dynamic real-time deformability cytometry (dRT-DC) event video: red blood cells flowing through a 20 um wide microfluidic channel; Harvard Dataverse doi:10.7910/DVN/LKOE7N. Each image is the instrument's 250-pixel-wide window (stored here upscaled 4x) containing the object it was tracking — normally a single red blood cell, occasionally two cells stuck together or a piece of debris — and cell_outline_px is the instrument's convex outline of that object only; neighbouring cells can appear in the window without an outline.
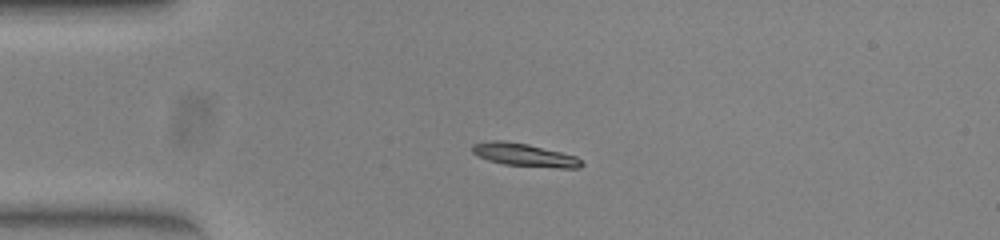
{"species": "common noctule bat (a hibernating species)", "species_latin": "Nyctalus noctula", "temperature_condition": "warm", "stored_images_in_passage": 41, "camera_frame_rate_fps": 3000, "um_per_image_px": 0.085, "animal": {"sex": "female", "body_mass_g": 23.0, "forearm_length_mm": 53.4}, "frame": {"image": 1, "passage_image": 1, "time_ms": 0.0, "image_size_px": [1000, 240], "cell_outline_px": [[584, 164], [580, 168], [556, 168], [504, 164], [488, 160], [476, 156], [472, 152], [472, 144], [492, 140], [500, 140], [528, 144], [576, 156]], "centroid_in_image_um": [44.56, 13.17], "position_along_channel_um": 40.4, "area_um2": 14.57}}
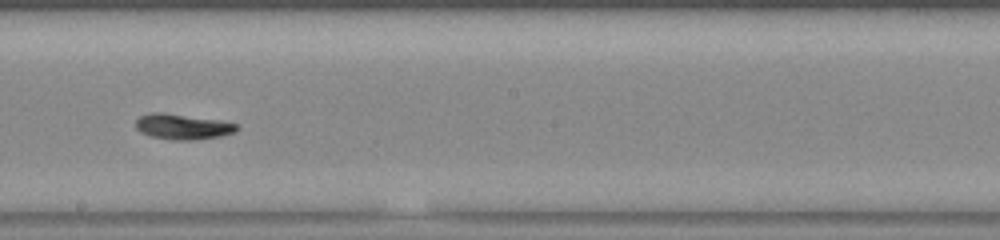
{"frame": {"image": 2, "passage_image": 18, "time_ms": 5.667, "image_size_px": [1000, 240], "cell_outline_px": [[236, 132], [220, 136], [192, 140], [172, 140], [152, 136], [140, 132], [136, 128], [136, 120], [140, 116], [152, 112], [160, 112], [220, 120], [236, 124]], "centroid_in_image_um": [15.5, 10.76], "position_along_channel_um": 232.7, "area_um2": 14.8}}
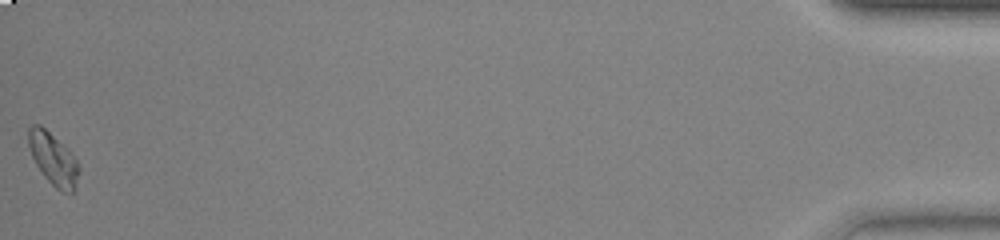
{"frame": {"image": 3, "passage_image": 41, "time_ms": 13.333, "image_size_px": [1000, 240], "cell_outline_px": [[80, 172], [72, 192], [60, 192], [44, 176], [36, 164], [32, 156], [28, 144], [28, 128], [32, 124], [40, 124], [76, 160], [80, 168]], "centroid_in_image_um": [4.5, 13.53], "position_along_channel_um": 430.7, "area_um2": 14.74}, "authors_computed_cell_mechanics": {"area_um2": 14.3344, "velocity_mm_per_s": 3.8899, "shape_relaxation_time_tau1_ms": 3.5897, "shape_relaxation_time_tau2_ms": 10.8725, "deformation_change_tau1": 0.1766, "deformation_change_tau2": 0.1656}}